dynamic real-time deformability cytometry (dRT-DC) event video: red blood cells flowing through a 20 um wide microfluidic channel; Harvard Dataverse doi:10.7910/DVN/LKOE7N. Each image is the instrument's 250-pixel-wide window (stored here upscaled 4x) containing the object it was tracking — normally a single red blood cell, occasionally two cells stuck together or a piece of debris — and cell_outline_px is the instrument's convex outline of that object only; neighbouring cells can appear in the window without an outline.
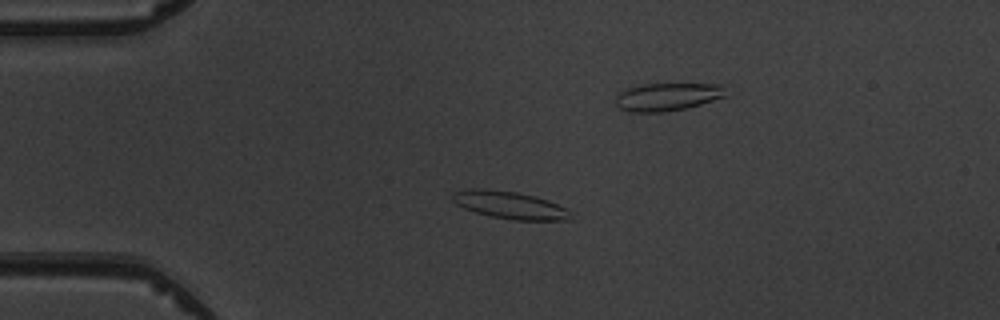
{"species": "common noctule bat (a hibernating species)", "species_latin": "Nyctalus noctula", "temperature_condition": "warm", "stored_images_in_passage": 9, "camera_frame_rate_fps": 3000, "um_per_image_px": 0.085, "animal": {"sex": "male", "body_mass_g": 19.5, "forearm_length_mm": 54.6}, "frame": {"image": 1, "passage_image": 3, "time_ms": 3.0, "image_size_px": [1000, 320], "cell_outline_px": [[576, 220], [512, 220], [492, 216], [476, 212], [464, 208], [456, 204], [452, 200], [452, 192], [468, 188], [488, 188], [516, 192], [536, 196], [548, 200], [564, 208]], "centroid_in_image_um": [43.3, 17.42], "position_along_channel_um": 41.7, "area_um2": 19.02}}
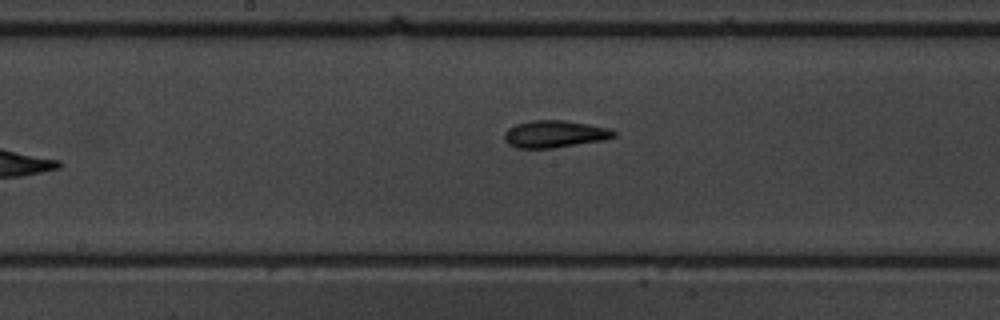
{"frame": {"image": 2, "passage_image": 8, "time_ms": 9.0, "image_size_px": [1000, 320], "cell_outline_px": [[616, 136], [600, 140], [552, 148], [516, 148], [508, 144], [504, 140], [504, 132], [508, 128], [516, 124], [532, 120], [564, 120], [588, 124], [608, 128], [616, 132]], "centroid_in_image_um": [47.09, 11.38], "position_along_channel_um": 201.1, "area_um2": 17.17}}
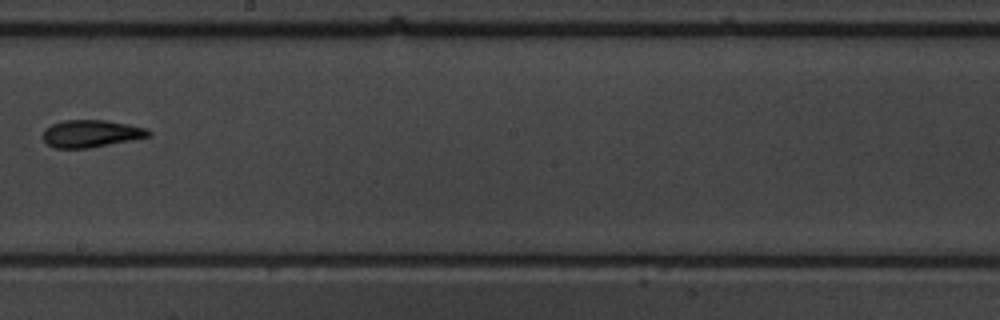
{"frame": {"image": 3, "passage_image": 9, "time_ms": 10.0, "image_size_px": [1000, 320], "cell_outline_px": [[152, 132], [148, 136], [88, 148], [56, 148], [48, 144], [44, 140], [44, 128], [52, 124], [64, 120], [104, 120], [128, 124], [148, 128]], "centroid_in_image_um": [7.72, 11.34], "position_along_channel_um": 240.5, "area_um2": 16.53}}